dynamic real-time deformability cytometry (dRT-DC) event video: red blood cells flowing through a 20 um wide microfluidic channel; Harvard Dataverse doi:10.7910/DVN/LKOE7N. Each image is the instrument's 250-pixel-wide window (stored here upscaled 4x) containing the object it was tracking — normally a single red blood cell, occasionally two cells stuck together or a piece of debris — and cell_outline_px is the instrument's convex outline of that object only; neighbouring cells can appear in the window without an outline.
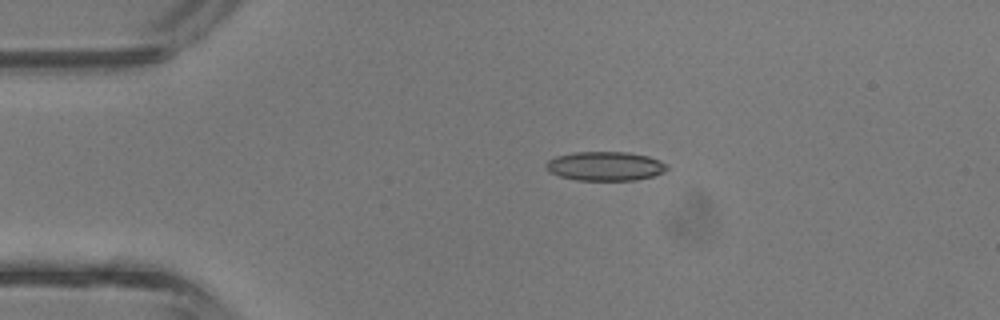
{"species": "common noctule bat (a hibernating species)", "species_latin": "Nyctalus noctula", "temperature_condition": "room temperature", "stored_images_in_passage": 2, "camera_frame_rate_fps": 3000, "um_per_image_px": 0.085, "animal": {"sex": "male", "body_mass_g": 13.3}, "frame": {"image": 1, "passage_image": 1, "time_ms": 0.0, "image_size_px": [1000, 320], "cell_outline_px": [[668, 168], [664, 172], [652, 176], [636, 180], [576, 180], [560, 176], [548, 172], [544, 168], [544, 164], [548, 160], [556, 156], [572, 152], [628, 152], [648, 156], [660, 160], [668, 164]], "centroid_in_image_um": [51.42, 14.12], "position_along_channel_um": 33.6, "area_um2": 20.75}}